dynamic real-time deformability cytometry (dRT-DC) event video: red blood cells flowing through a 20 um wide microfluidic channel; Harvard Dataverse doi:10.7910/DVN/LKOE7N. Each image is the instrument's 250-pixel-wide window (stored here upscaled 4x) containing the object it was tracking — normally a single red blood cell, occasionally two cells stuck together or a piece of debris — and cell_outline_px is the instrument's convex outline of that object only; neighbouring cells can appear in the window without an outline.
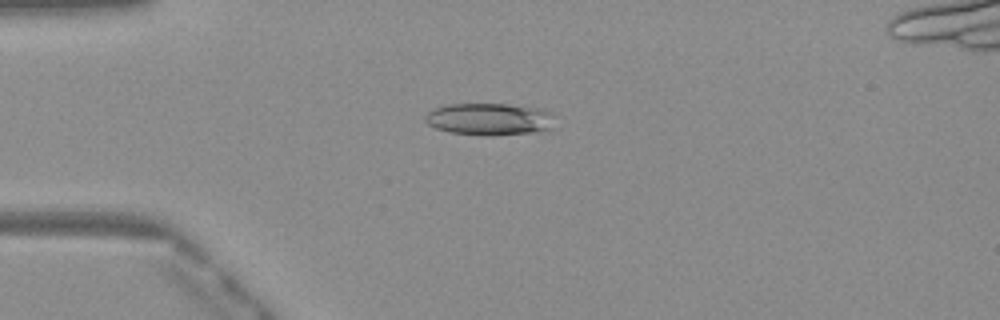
{"species": "Egyptian fruit bat (a non-hibernating species)", "species_latin": "Rousettus aegyptiacus", "temperature_condition": "warm", "stored_images_in_passage": 50, "camera_frame_rate_fps": 3000, "um_per_image_px": 0.085, "frame": {"image": 1, "passage_image": 13, "time_ms": 4.0, "image_size_px": [1000, 320], "cell_outline_px": [[556, 128], [536, 132], [492, 136], [484, 136], [452, 132], [436, 128], [428, 124], [424, 120], [424, 116], [432, 108], [448, 104], [508, 104], [544, 108], [552, 112]], "centroid_in_image_um": [41.67, 10.13], "position_along_channel_um": 43.3, "area_um2": 24.85}}
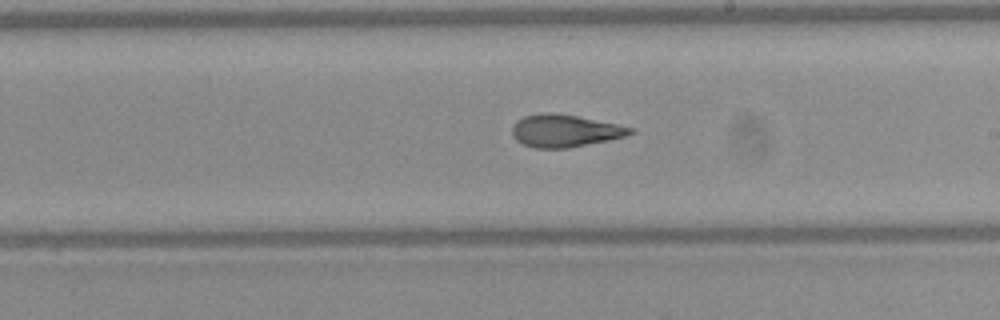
{"frame": {"image": 2, "passage_image": 29, "time_ms": 9.333, "image_size_px": [1000, 320], "cell_outline_px": [[636, 132], [624, 136], [608, 140], [568, 148], [536, 148], [524, 144], [516, 140], [512, 136], [512, 128], [516, 120], [524, 116], [544, 112], [552, 112], [576, 116], [636, 128]], "centroid_in_image_um": [48.0, 11.11], "position_along_channel_um": 241.0, "area_um2": 22.25}}
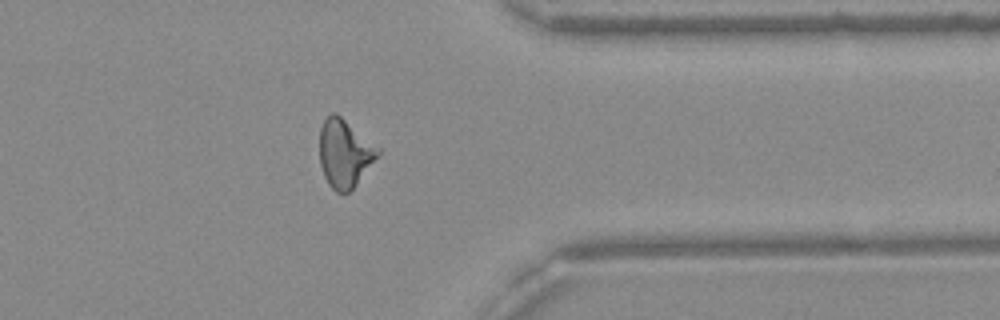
{"frame": {"image": 3, "passage_image": 40, "time_ms": 13.0, "image_size_px": [1000, 320], "cell_outline_px": [[380, 156], [356, 184], [348, 192], [336, 192], [328, 184], [324, 176], [320, 164], [320, 128], [324, 120], [332, 112], [336, 112], [380, 148]], "centroid_in_image_um": [29.31, 13.02], "position_along_channel_um": 382.1, "area_um2": 23.12}, "authors_computed_cell_mechanics": {"area_um2": 23.12, "velocity_mm_per_s": 4.1174, "shape_relaxation_time_tau1_ms": null, "shape_relaxation_time_tau2_ms": 1.9957, "deformation_change_tau1": null, "deformation_change_tau2": 0.1107}}